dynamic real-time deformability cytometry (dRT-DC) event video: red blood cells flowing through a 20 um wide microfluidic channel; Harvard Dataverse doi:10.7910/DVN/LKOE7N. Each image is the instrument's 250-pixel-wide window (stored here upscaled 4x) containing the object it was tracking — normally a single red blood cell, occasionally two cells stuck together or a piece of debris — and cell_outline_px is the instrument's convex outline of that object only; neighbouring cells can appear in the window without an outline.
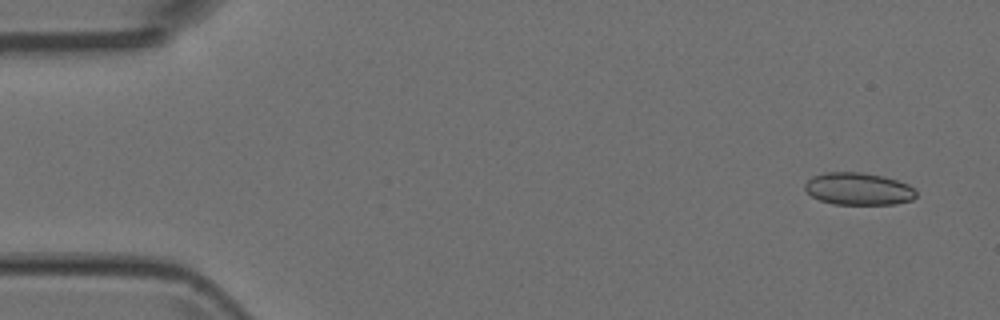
{"species": "Egyptian fruit bat (a non-hibernating species)", "species_latin": "Rousettus aegyptiacus", "temperature_condition": "room temperature", "stored_images_in_passage": 7, "camera_frame_rate_fps": 3000, "um_per_image_px": 0.085, "animal": {"sex": "female"}, "frame": {"image": 1, "passage_image": 1, "time_ms": 0.0, "image_size_px": [1000, 320], "cell_outline_px": [[916, 196], [912, 200], [896, 204], [832, 204], [820, 200], [812, 196], [804, 188], [804, 184], [812, 176], [824, 172], [860, 172], [884, 176], [908, 184], [916, 192]], "centroid_in_image_um": [72.95, 16.05], "position_along_channel_um": 12.0, "area_um2": 20.98}}
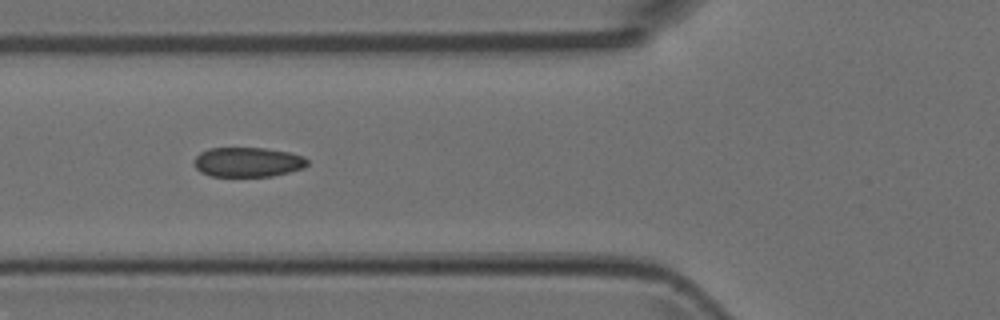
{"frame": {"image": 2, "passage_image": 5, "time_ms": 1.333, "image_size_px": [1000, 320], "cell_outline_px": [[308, 164], [304, 168], [272, 176], [212, 176], [200, 172], [192, 164], [196, 156], [200, 152], [208, 148], [264, 148], [288, 152], [304, 156], [308, 160]], "centroid_in_image_um": [21.04, 13.77], "position_along_channel_um": 104.8, "area_um2": 19.65}}
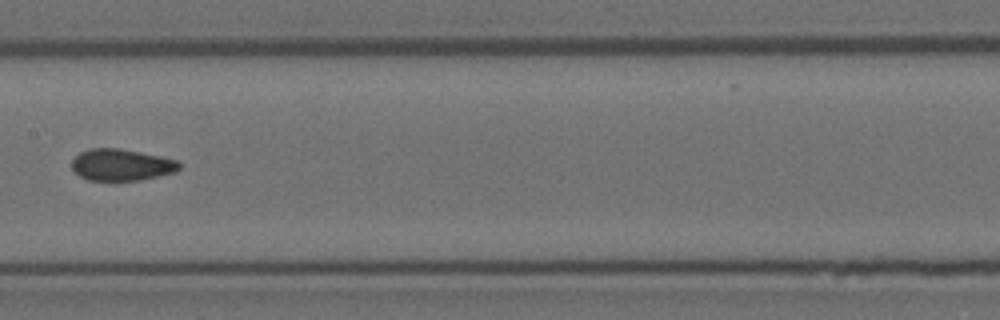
{"frame": {"image": 3, "passage_image": 7, "time_ms": 2.0, "image_size_px": [1000, 320], "cell_outline_px": [[180, 168], [176, 172], [140, 180], [88, 180], [80, 176], [72, 168], [72, 160], [80, 152], [88, 148], [120, 148], [160, 156], [176, 160], [180, 164]], "centroid_in_image_um": [10.31, 14.0], "position_along_channel_um": 197.1, "area_um2": 19.77}}